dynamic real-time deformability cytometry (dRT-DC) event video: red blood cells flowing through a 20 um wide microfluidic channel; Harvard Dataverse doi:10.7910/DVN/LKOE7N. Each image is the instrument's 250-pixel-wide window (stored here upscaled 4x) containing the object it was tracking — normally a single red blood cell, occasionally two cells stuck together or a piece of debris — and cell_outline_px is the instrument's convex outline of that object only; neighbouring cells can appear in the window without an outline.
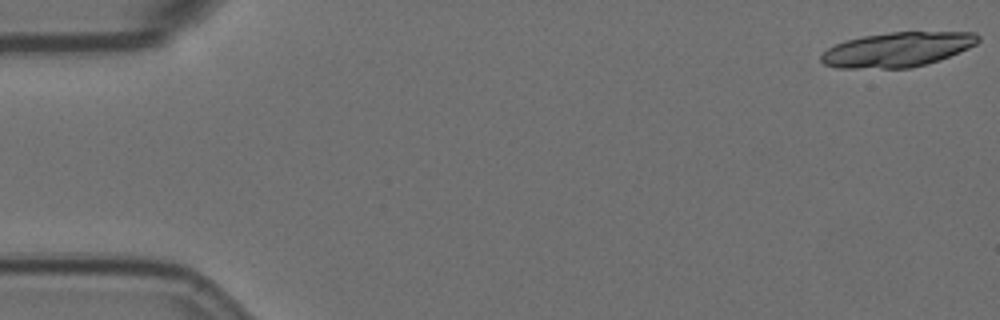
{"species": "Egyptian fruit bat (a non-hibernating species)", "species_latin": "Rousettus aegyptiacus", "temperature_condition": "room temperature", "stored_images_in_passage": 7, "camera_frame_rate_fps": 3000, "um_per_image_px": 0.085, "animal": {"sex": "female"}, "frame": {"image": 1, "passage_image": 1, "time_ms": 0.0, "image_size_px": [1000, 320], "cell_outline_px": [[980, 40], [976, 44], [968, 48], [940, 60], [912, 68], [836, 68], [824, 64], [820, 60], [820, 56], [828, 48], [836, 44], [848, 40], [864, 36], [892, 32], [976, 32], [980, 36]], "centroid_in_image_um": [76.29, 4.21], "position_along_channel_um": 8.7, "area_um2": 31.62}}